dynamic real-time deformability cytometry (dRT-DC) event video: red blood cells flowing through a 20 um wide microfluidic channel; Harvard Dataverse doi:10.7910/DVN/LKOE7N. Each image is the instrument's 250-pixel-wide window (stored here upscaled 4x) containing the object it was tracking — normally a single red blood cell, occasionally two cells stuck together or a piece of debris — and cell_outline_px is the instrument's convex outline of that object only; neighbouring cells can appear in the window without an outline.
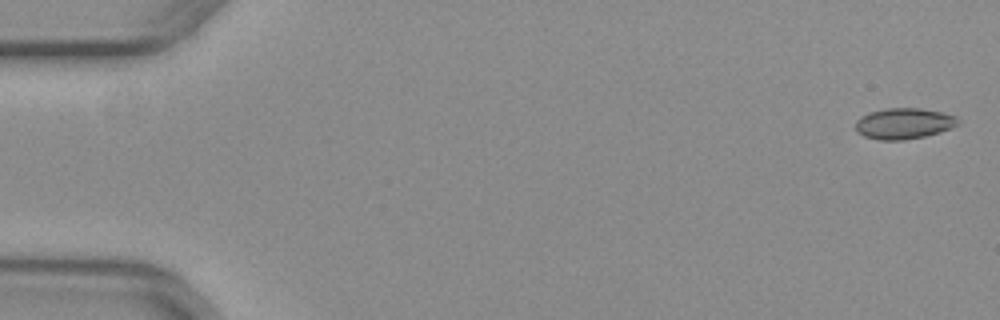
{"species": "common noctule bat (a hibernating species)", "species_latin": "Nyctalus noctula", "temperature_condition": "warm", "stored_images_in_passage": 10, "camera_frame_rate_fps": 3000, "um_per_image_px": 0.085, "animal": {"sex": "female", "body_mass_g": 29.2, "forearm_length_mm": 56.3}, "frame": {"image": 1, "passage_image": 2, "time_ms": 0.333, "image_size_px": [1000, 320], "cell_outline_px": [[960, 124], [952, 128], [940, 132], [924, 136], [904, 140], [880, 140], [864, 136], [856, 132], [856, 120], [860, 116], [868, 112], [884, 108], [920, 108], [940, 112], [956, 116], [960, 120]], "centroid_in_image_um": [76.82, 10.49], "position_along_channel_um": 8.2, "area_um2": 18.67}}